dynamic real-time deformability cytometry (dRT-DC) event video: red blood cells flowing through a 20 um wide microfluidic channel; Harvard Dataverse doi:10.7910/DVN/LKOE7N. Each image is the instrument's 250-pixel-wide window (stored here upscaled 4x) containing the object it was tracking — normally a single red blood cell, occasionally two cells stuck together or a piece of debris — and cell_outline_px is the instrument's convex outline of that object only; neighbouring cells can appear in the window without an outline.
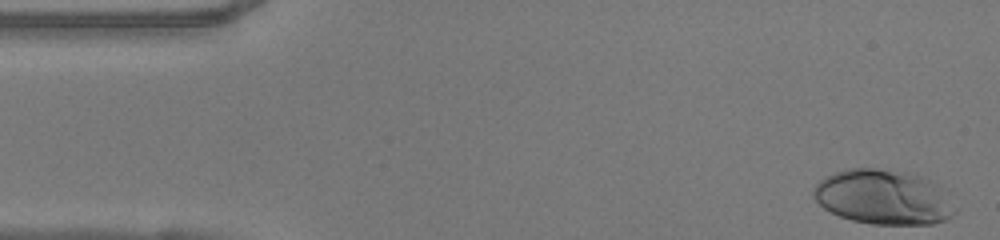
{"species": "human", "species_latin": "Homo sapiens", "temperature_condition": "warm", "stored_images_in_passage": 39, "camera_frame_rate_fps": 3000, "um_per_image_px": 0.085, "donor": {"sex": "female"}, "frame": {"image": 1, "passage_image": 1, "time_ms": 0.0, "image_size_px": [1000, 240], "cell_outline_px": [[956, 212], [948, 220], [932, 224], [872, 224], [852, 220], [840, 216], [824, 208], [812, 196], [812, 188], [820, 180], [836, 172], [848, 168], [876, 168], [920, 176], [928, 180], [956, 208]], "centroid_in_image_um": [75.02, 16.78], "position_along_channel_um": 10.0, "area_um2": 44.33}}
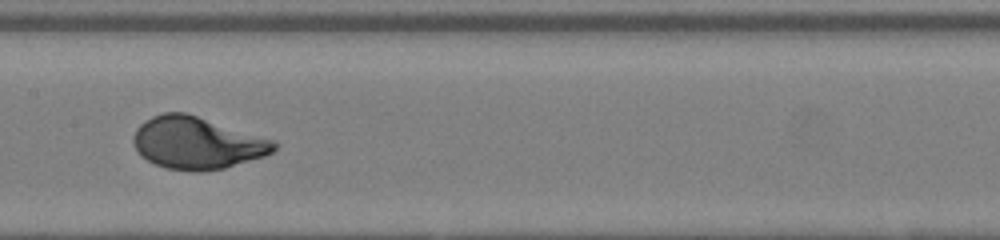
{"frame": {"image": 2, "passage_image": 23, "time_ms": 7.333, "image_size_px": [1000, 240], "cell_outline_px": [[276, 148], [272, 152], [264, 156], [224, 168], [204, 172], [192, 172], [164, 168], [148, 160], [136, 148], [132, 140], [132, 136], [136, 128], [144, 120], [152, 116], [164, 112], [184, 112], [276, 140]], "centroid_in_image_um": [16.74, 12.15], "position_along_channel_um": 190.7, "area_um2": 42.77}}
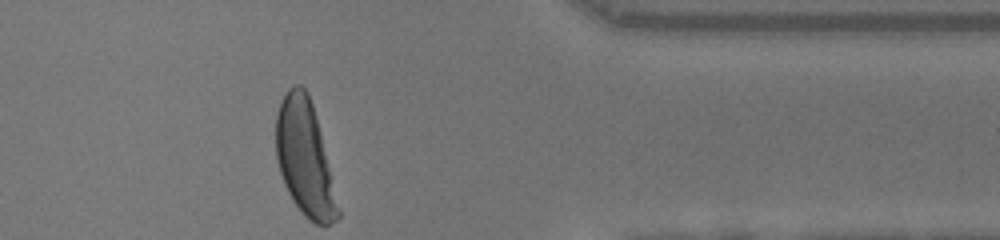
{"frame": {"image": 3, "passage_image": 39, "time_ms": 12.667, "image_size_px": [1000, 240], "cell_outline_px": [[340, 216], [336, 220], [328, 224], [316, 224], [292, 200], [284, 184], [276, 160], [276, 116], [280, 104], [288, 88], [292, 84], [300, 84], [308, 92], [312, 104], [340, 208]], "centroid_in_image_um": [25.89, 13.42], "position_along_channel_um": 385.5, "area_um2": 40.81}, "authors_computed_cell_mechanics": {"area_um2": 41.5582, "velocity_mm_per_s": 4.0552, "shape_relaxation_time_tau1_ms": 3.2924, "shape_relaxation_time_tau2_ms": null, "deformation_change_tau1": 0.2166, "deformation_change_tau2": null}}